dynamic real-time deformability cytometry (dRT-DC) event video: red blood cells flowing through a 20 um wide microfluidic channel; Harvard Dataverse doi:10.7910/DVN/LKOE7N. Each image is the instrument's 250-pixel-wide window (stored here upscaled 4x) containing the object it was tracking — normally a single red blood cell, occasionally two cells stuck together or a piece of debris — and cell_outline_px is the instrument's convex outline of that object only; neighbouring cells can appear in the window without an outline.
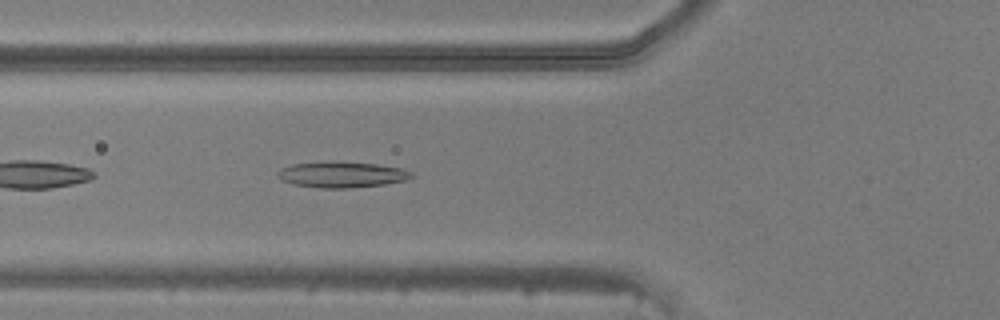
{"species": "common noctule bat (a hibernating species)", "species_latin": "Nyctalus noctula", "temperature_condition": "warm", "stored_images_in_passage": 48, "camera_frame_rate_fps": 3000, "um_per_image_px": 0.085, "animal": {"sex": "male", "body_mass_g": 20.5, "forearm_length_mm": 52.5}, "frame": {"image": 1, "passage_image": 18, "time_ms": 5.667, "image_size_px": [1000, 320], "cell_outline_px": [[416, 176], [408, 180], [384, 184], [352, 188], [320, 188], [296, 184], [280, 180], [276, 176], [276, 172], [280, 168], [292, 164], [332, 160], [376, 164], [404, 168], [412, 172]], "centroid_in_image_um": [29.07, 14.82], "position_along_channel_um": 96.7, "area_um2": 20.69}}
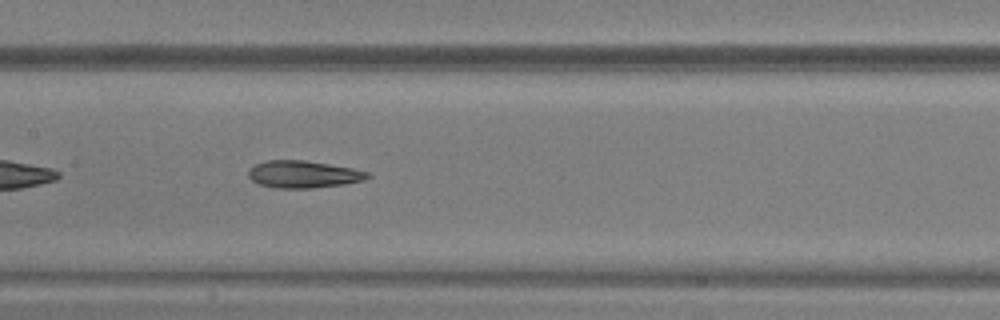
{"frame": {"image": 2, "passage_image": 24, "time_ms": 7.667, "image_size_px": [1000, 320], "cell_outline_px": [[372, 176], [364, 180], [344, 184], [312, 188], [276, 188], [260, 184], [252, 180], [248, 176], [248, 168], [256, 164], [268, 160], [304, 160], [352, 168], [368, 172]], "centroid_in_image_um": [25.78, 14.81], "position_along_channel_um": 181.6, "area_um2": 18.84}}
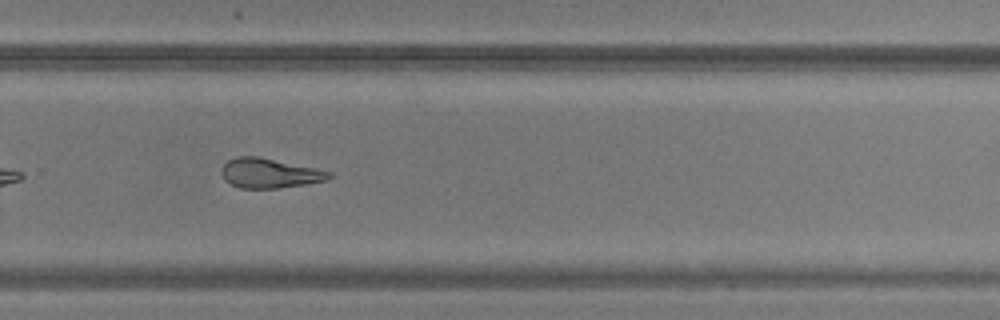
{"frame": {"image": 3, "passage_image": 33, "time_ms": 10.667, "image_size_px": [1000, 320], "cell_outline_px": [[332, 176], [328, 180], [304, 184], [276, 188], [240, 188], [224, 180], [220, 172], [220, 168], [228, 160], [236, 156], [256, 156], [332, 172]], "centroid_in_image_um": [22.85, 14.72], "position_along_channel_um": 306.9, "area_um2": 18.38}}